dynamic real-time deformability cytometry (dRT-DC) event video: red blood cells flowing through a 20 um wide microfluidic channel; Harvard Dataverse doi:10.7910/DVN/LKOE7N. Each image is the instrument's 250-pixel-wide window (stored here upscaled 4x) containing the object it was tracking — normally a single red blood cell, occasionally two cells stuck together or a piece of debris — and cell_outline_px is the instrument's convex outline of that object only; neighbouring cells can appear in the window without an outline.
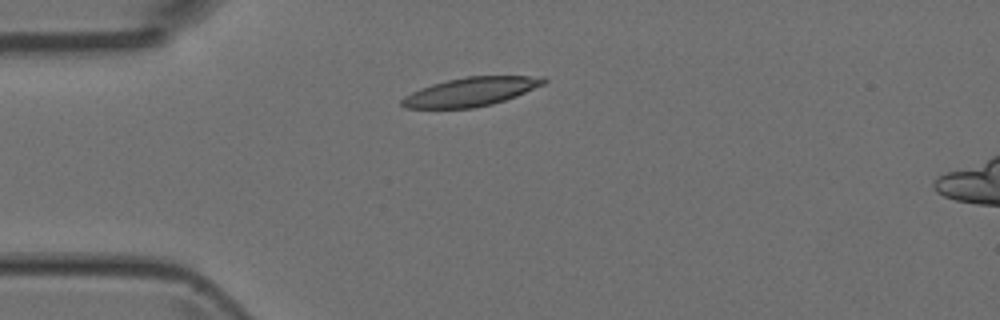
{"species": "Egyptian fruit bat (a non-hibernating species)", "species_latin": "Rousettus aegyptiacus", "temperature_condition": "room temperature", "stored_images_in_passage": 13, "camera_frame_rate_fps": 3000, "um_per_image_px": 0.085, "animal": {"sex": "female"}, "frame": {"image": 1, "passage_image": 10, "time_ms": 3.0, "image_size_px": [1000, 320], "cell_outline_px": [[548, 80], [544, 84], [516, 96], [492, 104], [472, 108], [404, 108], [400, 104], [400, 100], [404, 96], [420, 88], [432, 84], [448, 80], [468, 76], [544, 76]], "centroid_in_image_um": [40.01, 7.8], "position_along_channel_um": 45.0, "area_um2": 23.7}}